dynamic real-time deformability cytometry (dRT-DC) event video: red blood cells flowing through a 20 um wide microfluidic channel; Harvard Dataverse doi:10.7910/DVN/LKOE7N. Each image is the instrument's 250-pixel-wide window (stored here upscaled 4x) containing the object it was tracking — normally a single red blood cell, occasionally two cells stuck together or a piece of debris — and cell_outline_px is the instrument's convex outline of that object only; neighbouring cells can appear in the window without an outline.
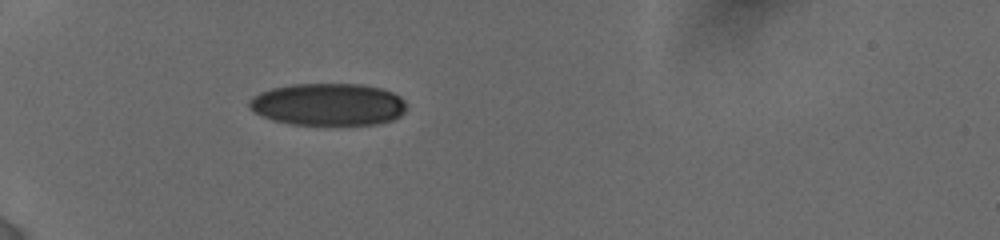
{"species": "human", "species_latin": "Homo sapiens", "temperature_condition": "cold", "stored_images_in_passage": 67, "camera_frame_rate_fps": 3000, "um_per_image_px": 0.085, "donor": {"sex": "female"}, "frame": {"image": 1, "passage_image": 1, "time_ms": 0.0, "image_size_px": [1000, 240], "cell_outline_px": [[404, 112], [400, 116], [392, 120], [376, 124], [332, 128], [292, 124], [272, 120], [248, 108], [248, 100], [252, 96], [260, 92], [272, 88], [292, 84], [364, 84], [380, 88], [392, 92], [400, 96], [404, 100]], "centroid_in_image_um": [27.89, 8.92], "position_along_channel_um": 57.1, "area_um2": 39.88}}
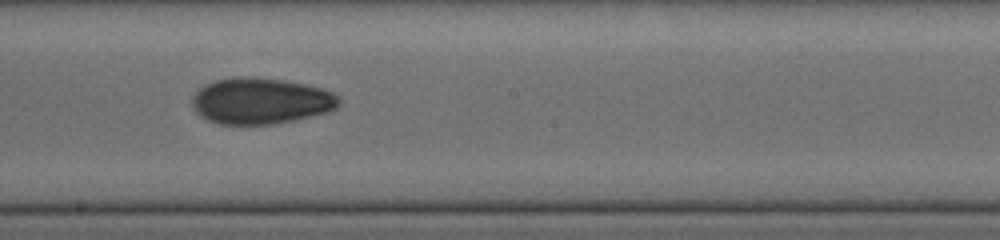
{"frame": {"image": 2, "passage_image": 20, "time_ms": 5.0, "image_size_px": [1000, 240], "cell_outline_px": [[340, 104], [336, 108], [328, 112], [292, 120], [272, 124], [220, 124], [208, 120], [200, 116], [192, 108], [192, 96], [200, 88], [216, 80], [240, 76], [252, 76], [284, 80], [304, 84], [320, 88], [332, 92], [340, 96]], "centroid_in_image_um": [22.16, 8.58], "position_along_channel_um": 226.0, "area_um2": 39.48}}
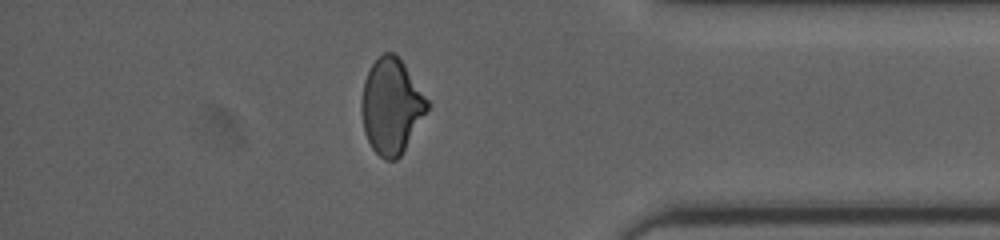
{"frame": {"image": 3, "passage_image": 51, "time_ms": 10.0, "image_size_px": [1000, 240], "cell_outline_px": [[432, 104], [400, 156], [396, 160], [384, 160], [372, 148], [364, 132], [360, 108], [360, 104], [364, 80], [372, 64], [384, 52], [392, 52], [404, 64]], "centroid_in_image_um": [33.27, 9.04], "position_along_channel_um": 401.9, "area_um2": 36.53}, "authors_computed_cell_mechanics": {"area_um2": 37.2232, "velocity_mm_per_s": 3.8525, "shape_relaxation_time_tau1_ms": 7.7908, "shape_relaxation_time_tau2_ms": 4.418, "deformation_change_tau1": 0.1518, "deformation_change_tau2": 0.0891}}